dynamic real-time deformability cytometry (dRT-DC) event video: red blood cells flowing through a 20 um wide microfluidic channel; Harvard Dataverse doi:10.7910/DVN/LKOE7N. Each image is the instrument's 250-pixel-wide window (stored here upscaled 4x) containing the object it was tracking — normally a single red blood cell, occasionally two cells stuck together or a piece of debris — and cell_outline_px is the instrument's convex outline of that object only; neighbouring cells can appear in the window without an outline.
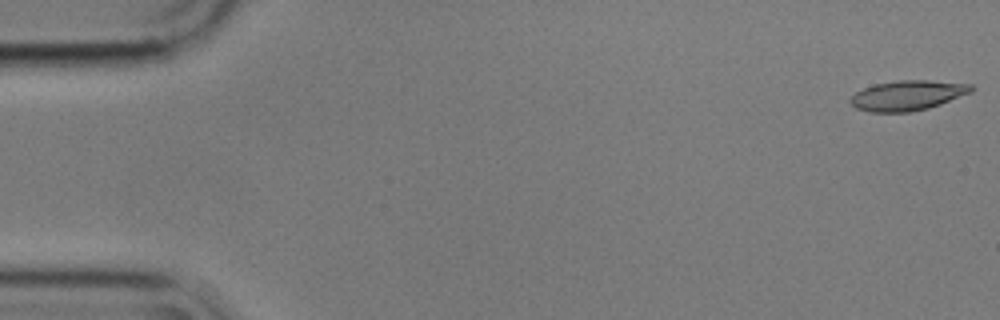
{"species": "common noctule bat (a hibernating species)", "species_latin": "Nyctalus noctula", "temperature_condition": "cold", "stored_images_in_passage": 56, "camera_frame_rate_fps": 3000, "um_per_image_px": 0.085, "animal": {"sex": "male", "body_mass_g": 17.9}, "frame": {"image": 1, "passage_image": 1, "time_ms": 0.0, "image_size_px": [1000, 320], "cell_outline_px": [[976, 88], [972, 92], [940, 104], [928, 108], [912, 112], [868, 112], [856, 108], [848, 100], [856, 92], [864, 88], [876, 84], [896, 80], [928, 80], [972, 84]], "centroid_in_image_um": [77.16, 8.11], "position_along_channel_um": 7.8, "area_um2": 21.21}}
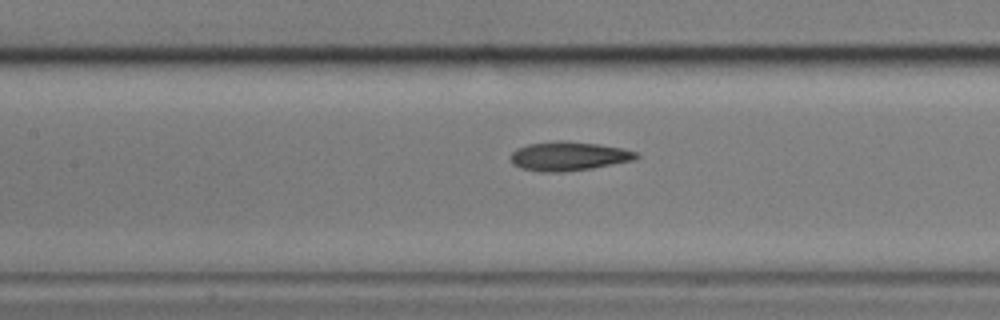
{"frame": {"image": 2, "passage_image": 25, "time_ms": 8.0, "image_size_px": [1000, 320], "cell_outline_px": [[640, 156], [636, 160], [592, 168], [564, 172], [540, 172], [520, 168], [512, 164], [512, 152], [516, 148], [528, 144], [560, 140], [564, 140], [596, 144], [620, 148], [636, 152]], "centroid_in_image_um": [48.32, 13.28], "position_along_channel_um": 159.1, "area_um2": 21.27}}
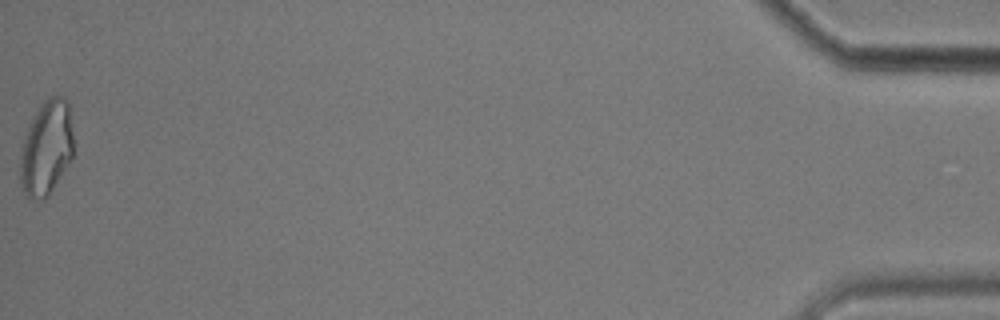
{"frame": {"image": 3, "passage_image": 56, "time_ms": 18.333, "image_size_px": [1000, 320], "cell_outline_px": [[72, 156], [48, 196], [44, 200], [40, 200], [28, 196], [24, 192], [20, 184], [20, 156], [24, 136], [40, 104], [48, 96], [64, 96], [68, 100], [72, 132]], "centroid_in_image_um": [3.93, 12.55], "position_along_channel_um": 431.3, "area_um2": 29.07}, "authors_computed_cell_mechanics": {"area_um2": 21.2415, "velocity_mm_per_s": 3.5719, "shape_relaxation_time_tau1_ms": null, "shape_relaxation_time_tau2_ms": 3.1915, "deformation_change_tau1": null, "deformation_change_tau2": 0.1144}}